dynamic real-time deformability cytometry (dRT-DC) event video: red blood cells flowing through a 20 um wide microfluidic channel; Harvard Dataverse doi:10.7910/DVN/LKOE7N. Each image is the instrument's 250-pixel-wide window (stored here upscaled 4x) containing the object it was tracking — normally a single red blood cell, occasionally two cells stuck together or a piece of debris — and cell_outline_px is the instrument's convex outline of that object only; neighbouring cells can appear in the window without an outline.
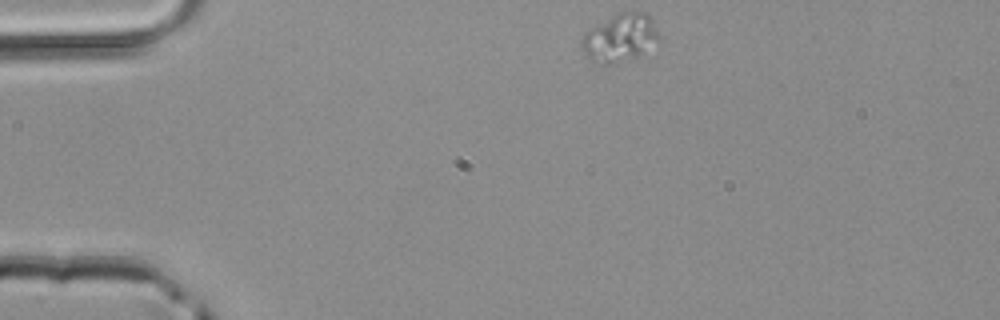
{"species": "common noctule bat (a hibernating species)", "species_latin": "Nyctalus noctula", "temperature_condition": "room temperature", "stored_images_in_passage": 40, "camera_frame_rate_fps": 3000, "um_per_image_px": 0.085, "animal": {"sex": "male", "body_mass_g": 20.4}, "frame": {"image": 1, "passage_image": 1, "time_ms": 0.0, "image_size_px": [1000, 320], "cell_outline_px": [[660, 40], [636, 56], [616, 64], [600, 64], [584, 56], [580, 48], [580, 40], [584, 32], [588, 28], [620, 12], [644, 12], [648, 16], [656, 28], [660, 36]], "centroid_in_image_um": [52.62, 3.23], "position_along_channel_um": 32.4, "area_um2": 21.62}}
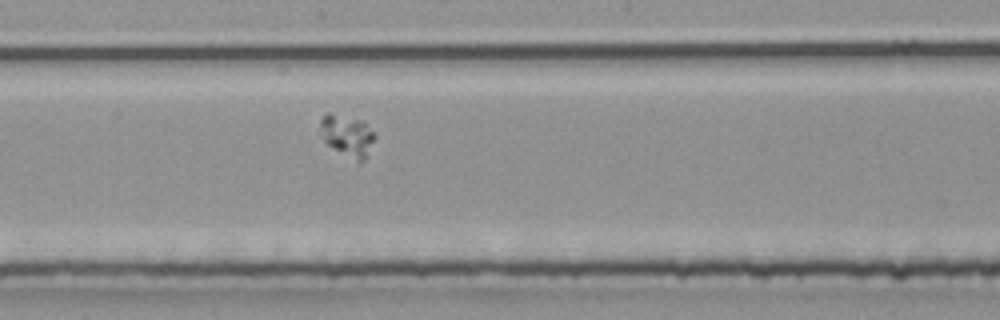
{"frame": {"image": 2, "passage_image": 18, "time_ms": 5.667, "image_size_px": [1000, 320], "cell_outline_px": [[376, 136], [364, 160], [360, 164], [324, 144], [316, 132], [320, 120], [328, 112], [360, 120]], "centroid_in_image_um": [29.41, 11.56], "position_along_channel_um": 218.8, "area_um2": 13.58}}
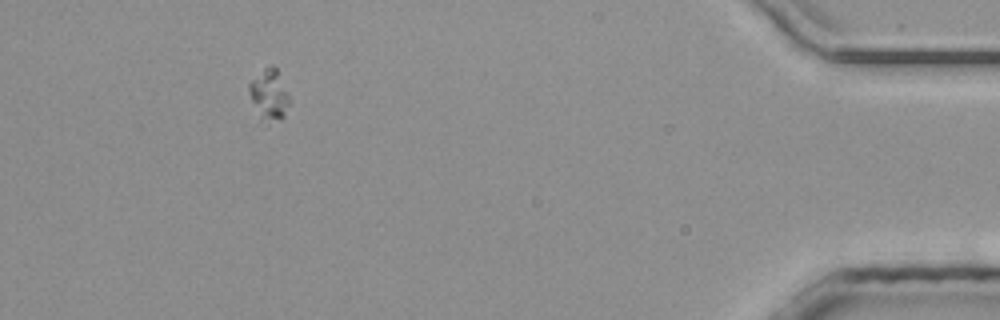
{"frame": {"image": 3, "passage_image": 36, "time_ms": 11.667, "image_size_px": [1000, 320], "cell_outline_px": [[288, 104], [284, 116], [268, 128], [264, 128], [252, 100], [248, 88], [248, 84], [264, 68], [272, 64], [276, 68], [288, 96]], "centroid_in_image_um": [22.85, 8.16], "position_along_channel_um": 412.3, "area_um2": 11.96}}